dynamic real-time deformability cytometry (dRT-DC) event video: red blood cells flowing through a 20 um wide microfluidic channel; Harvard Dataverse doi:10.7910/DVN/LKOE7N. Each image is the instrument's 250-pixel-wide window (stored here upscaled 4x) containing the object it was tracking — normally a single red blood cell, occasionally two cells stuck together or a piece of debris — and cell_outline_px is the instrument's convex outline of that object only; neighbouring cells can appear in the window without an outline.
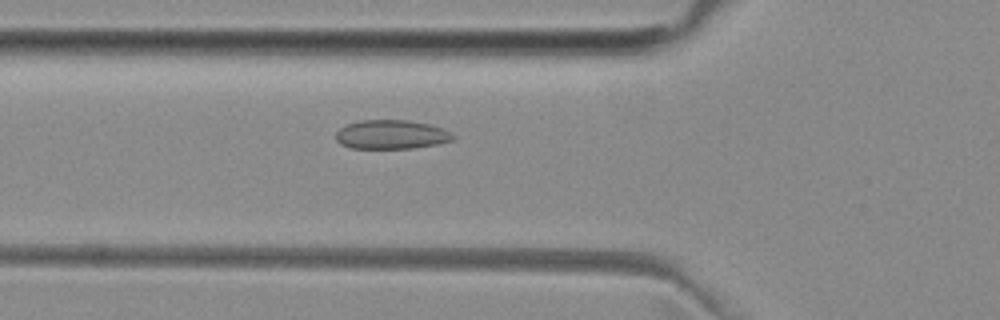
{"species": "common noctule bat (a hibernating species)", "species_latin": "Nyctalus noctula", "temperature_condition": "room temperature", "stored_images_in_passage": 45, "camera_frame_rate_fps": 3000, "um_per_image_px": 0.085, "animal": {"sex": "female", "body_mass_g": 29.2, "forearm_length_mm": 56.3}, "frame": {"image": 1, "passage_image": 12, "time_ms": 3.667, "image_size_px": [1000, 320], "cell_outline_px": [[456, 136], [452, 140], [436, 144], [412, 148], [352, 148], [340, 144], [336, 140], [336, 132], [340, 128], [348, 124], [360, 120], [408, 120], [428, 124], [444, 128], [452, 132]], "centroid_in_image_um": [33.28, 11.43], "position_along_channel_um": 92.5, "area_um2": 19.83}}
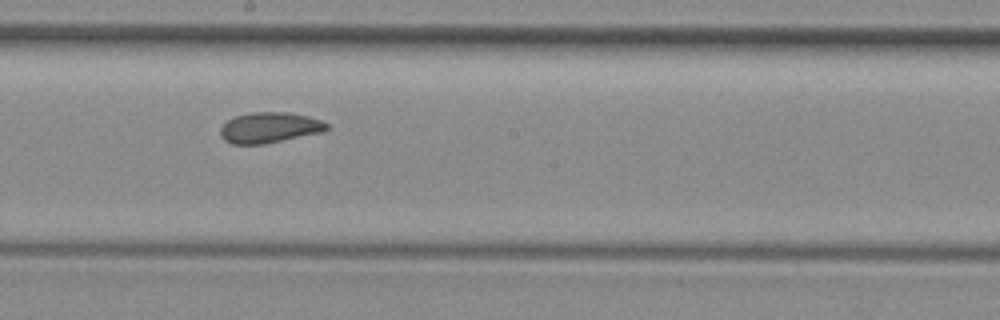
{"frame": {"image": 2, "passage_image": 22, "time_ms": 7.0, "image_size_px": [1000, 320], "cell_outline_px": [[328, 128], [320, 132], [264, 144], [232, 144], [224, 140], [220, 132], [220, 128], [228, 120], [236, 116], [252, 112], [288, 112], [308, 116], [320, 120], [328, 124]], "centroid_in_image_um": [22.88, 10.84], "position_along_channel_um": 225.3, "area_um2": 18.73}}
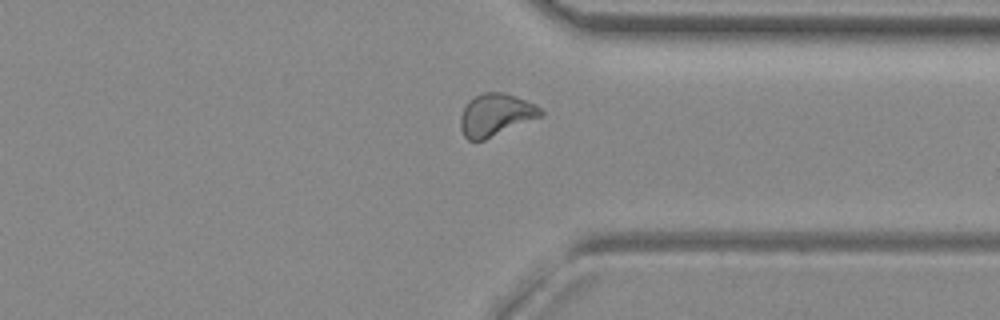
{"frame": {"image": 3, "passage_image": 33, "time_ms": 10.667, "image_size_px": [1000, 320], "cell_outline_px": [[544, 116], [484, 140], [468, 140], [464, 136], [460, 128], [460, 116], [468, 100], [484, 92], [504, 92], [536, 104], [544, 112]], "centroid_in_image_um": [42.15, 9.76], "position_along_channel_um": 369.2, "area_um2": 19.94}, "authors_computed_cell_mechanics": {"area_um2": 19.5942, "velocity_mm_per_s": 3.9713, "shape_relaxation_time_tau1_ms": null, "shape_relaxation_time_tau2_ms": 6.6131, "deformation_change_tau1": null, "deformation_change_tau2": 0.0705}}